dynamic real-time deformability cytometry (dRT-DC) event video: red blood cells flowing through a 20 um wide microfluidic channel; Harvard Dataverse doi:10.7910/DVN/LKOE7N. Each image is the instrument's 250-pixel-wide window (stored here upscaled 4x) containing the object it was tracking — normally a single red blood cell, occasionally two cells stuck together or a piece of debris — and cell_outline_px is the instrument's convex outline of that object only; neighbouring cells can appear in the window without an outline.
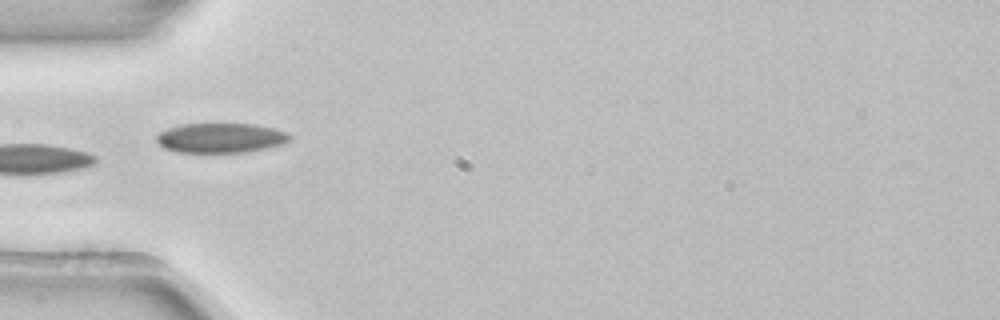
{"species": "common noctule bat (a hibernating species)", "species_latin": "Nyctalus noctula", "temperature_condition": "room temperature", "stored_images_in_passage": 8, "camera_frame_rate_fps": 3000, "um_per_image_px": 0.085, "animal": {"sex": "female", "body_mass_g": 22.7, "forearm_length_mm": 54.2}, "frame": {"image": 1, "passage_image": 5, "time_ms": 1.333, "image_size_px": [1000, 320], "cell_outline_px": [[292, 136], [284, 144], [244, 152], [176, 152], [164, 148], [156, 140], [156, 136], [160, 132], [168, 128], [184, 124], [252, 124], [272, 128], [288, 132]], "centroid_in_image_um": [18.75, 11.72], "position_along_channel_um": 66.2, "area_um2": 22.89}}